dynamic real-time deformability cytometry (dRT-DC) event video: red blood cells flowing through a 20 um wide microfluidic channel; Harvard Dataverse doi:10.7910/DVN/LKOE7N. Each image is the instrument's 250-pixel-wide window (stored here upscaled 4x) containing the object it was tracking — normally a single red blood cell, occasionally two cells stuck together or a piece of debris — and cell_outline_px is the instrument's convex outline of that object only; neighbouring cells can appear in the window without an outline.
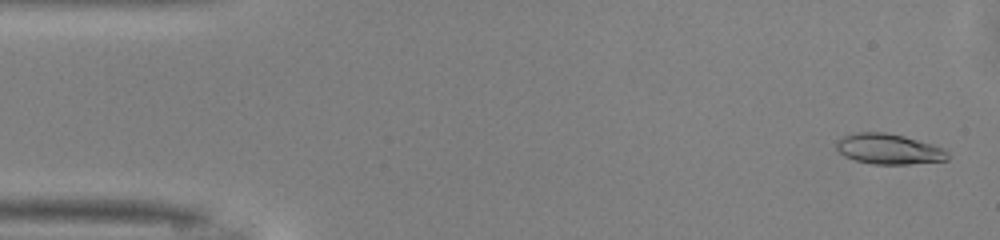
{"species": "common noctule bat (a hibernating species)", "species_latin": "Nyctalus noctula", "temperature_condition": "warm", "stored_images_in_passage": 49, "camera_frame_rate_fps": 3000, "um_per_image_px": 0.085, "animal": {"sex": "male", "body_mass_g": 13.0, "forearm_length_mm": 53.1}, "frame": {"image": 1, "passage_image": 2, "time_ms": 0.333, "image_size_px": [1000, 240], "cell_outline_px": [[948, 160], [908, 164], [872, 164], [856, 160], [844, 156], [836, 148], [836, 144], [844, 136], [856, 132], [884, 132], [904, 136], [932, 144], [944, 148], [948, 152]], "centroid_in_image_um": [75.57, 12.67], "position_along_channel_um": 9.4, "area_um2": 19.59}}
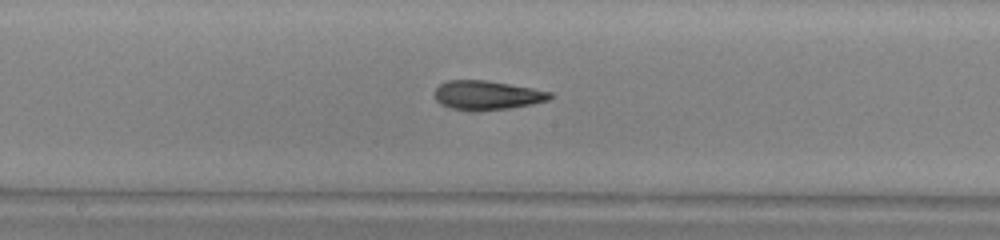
{"frame": {"image": 2, "passage_image": 25, "time_ms": 8.0, "image_size_px": [1000, 240], "cell_outline_px": [[552, 96], [548, 100], [532, 104], [508, 108], [452, 108], [440, 104], [432, 96], [432, 92], [440, 84], [448, 80], [488, 80], [532, 88], [552, 92]], "centroid_in_image_um": [41.37, 8.04], "position_along_channel_um": 206.8, "area_um2": 19.02}}
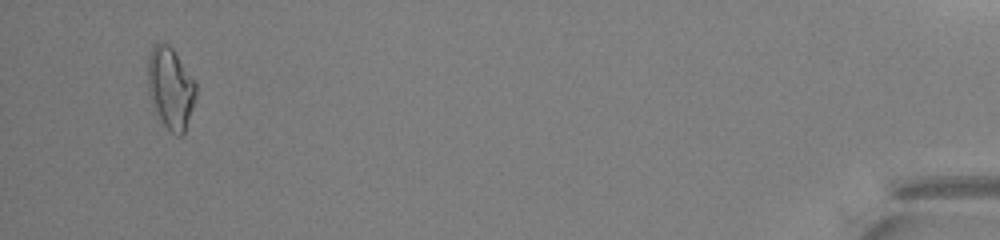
{"frame": {"image": 3, "passage_image": 47, "time_ms": 15.333, "image_size_px": [1000, 240], "cell_outline_px": [[196, 96], [184, 136], [176, 136], [164, 124], [156, 112], [152, 104], [148, 92], [148, 56], [156, 40], [160, 40], [168, 44], [172, 48], [196, 80]], "centroid_in_image_um": [14.51, 7.45], "position_along_channel_um": 420.7, "area_um2": 23.18}, "authors_computed_cell_mechanics": {"area_um2": 19.4786, "velocity_mm_per_s": 4.1311, "shape_relaxation_time_tau1_ms": null, "shape_relaxation_time_tau2_ms": 3.4674, "deformation_change_tau1": null, "deformation_change_tau2": 0.1279}}